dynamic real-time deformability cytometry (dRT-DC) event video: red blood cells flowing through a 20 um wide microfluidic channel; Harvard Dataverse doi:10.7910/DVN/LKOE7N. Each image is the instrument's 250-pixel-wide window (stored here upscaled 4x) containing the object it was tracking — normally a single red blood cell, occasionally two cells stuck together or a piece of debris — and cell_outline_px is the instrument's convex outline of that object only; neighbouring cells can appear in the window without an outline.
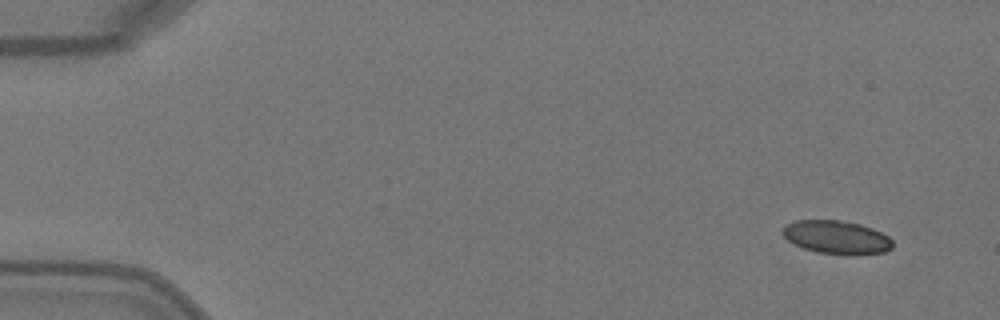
{"species": "Egyptian fruit bat (a non-hibernating species)", "species_latin": "Rousettus aegyptiacus", "temperature_condition": "warm", "stored_images_in_passage": 4, "camera_frame_rate_fps": 3000, "um_per_image_px": 0.085, "animal": {"sex": "female"}, "frame": {"image": 1, "passage_image": 1, "time_ms": 0.0, "image_size_px": [1000, 320], "cell_outline_px": [[892, 248], [884, 252], [856, 256], [816, 252], [804, 248], [788, 240], [780, 232], [784, 224], [796, 220], [840, 220], [860, 224], [872, 228], [888, 236], [892, 240]], "centroid_in_image_um": [71.1, 20.17], "position_along_channel_um": 13.9, "area_um2": 21.62}}
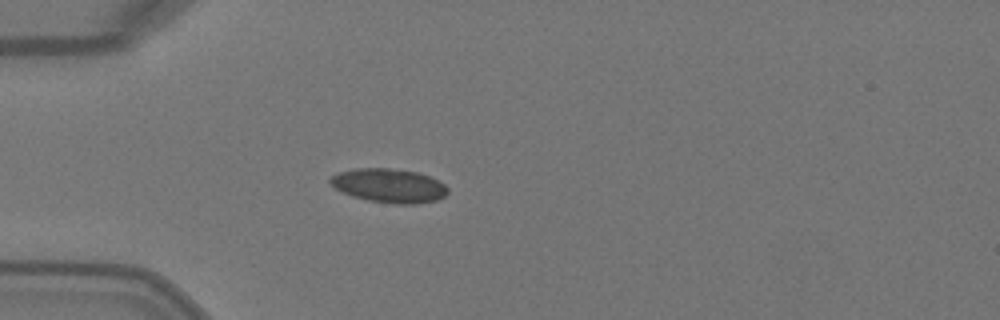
{"frame": {"image": 2, "passage_image": 4, "time_ms": 1.0, "image_size_px": [1000, 320], "cell_outline_px": [[448, 192], [444, 196], [436, 200], [416, 204], [396, 204], [368, 200], [352, 196], [336, 188], [328, 180], [336, 172], [356, 168], [388, 168], [416, 172], [428, 176], [444, 184], [448, 188]], "centroid_in_image_um": [33.06, 15.77], "position_along_channel_um": 51.9, "area_um2": 23.06}}